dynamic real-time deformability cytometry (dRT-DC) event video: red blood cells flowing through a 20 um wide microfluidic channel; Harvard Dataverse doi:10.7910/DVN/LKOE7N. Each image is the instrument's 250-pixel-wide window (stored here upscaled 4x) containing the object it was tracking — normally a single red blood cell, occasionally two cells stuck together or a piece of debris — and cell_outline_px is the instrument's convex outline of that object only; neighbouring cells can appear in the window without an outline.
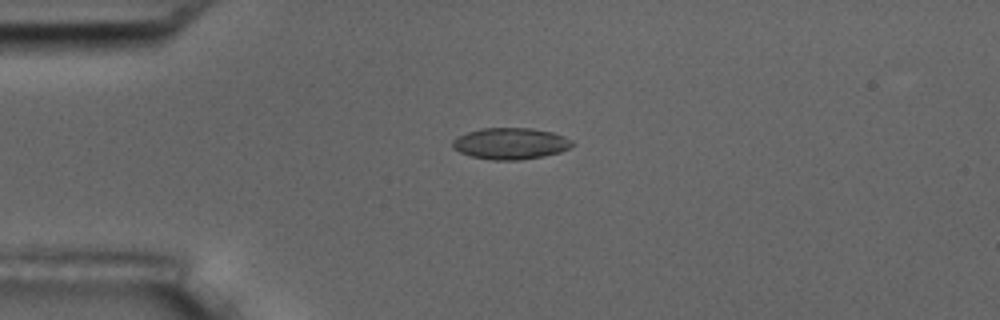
{"species": "common noctule bat (a hibernating species)", "species_latin": "Nyctalus noctula", "temperature_condition": "room temperature", "stored_images_in_passage": 6, "camera_frame_rate_fps": 3000, "um_per_image_px": 0.085, "animal": {"sex": "male", "body_mass_g": 17.5, "forearm_length_mm": 52.3}, "frame": {"image": 1, "passage_image": 3, "time_ms": 3.333, "image_size_px": [1000, 320], "cell_outline_px": [[576, 144], [560, 152], [520, 160], [492, 160], [472, 156], [460, 152], [452, 148], [452, 140], [456, 136], [468, 132], [484, 128], [532, 128], [552, 132], [564, 136], [572, 140]], "centroid_in_image_um": [43.39, 12.19], "position_along_channel_um": 41.6, "area_um2": 21.91}}